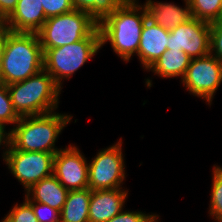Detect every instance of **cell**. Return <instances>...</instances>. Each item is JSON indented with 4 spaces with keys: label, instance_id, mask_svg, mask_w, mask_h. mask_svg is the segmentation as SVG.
<instances>
[{
    "label": "cell",
    "instance_id": "4fadbf2b",
    "mask_svg": "<svg viewBox=\"0 0 222 222\" xmlns=\"http://www.w3.org/2000/svg\"><path fill=\"white\" fill-rule=\"evenodd\" d=\"M46 20L41 0H18L7 27L15 33H38Z\"/></svg>",
    "mask_w": 222,
    "mask_h": 222
},
{
    "label": "cell",
    "instance_id": "d4e9b609",
    "mask_svg": "<svg viewBox=\"0 0 222 222\" xmlns=\"http://www.w3.org/2000/svg\"><path fill=\"white\" fill-rule=\"evenodd\" d=\"M34 211L38 222H60L61 213L59 210L44 203L28 202Z\"/></svg>",
    "mask_w": 222,
    "mask_h": 222
},
{
    "label": "cell",
    "instance_id": "6da1fadb",
    "mask_svg": "<svg viewBox=\"0 0 222 222\" xmlns=\"http://www.w3.org/2000/svg\"><path fill=\"white\" fill-rule=\"evenodd\" d=\"M147 18L148 12L144 4L139 5L136 0H125L98 25L101 46L109 41L113 51L126 62L134 53L138 56L141 33Z\"/></svg>",
    "mask_w": 222,
    "mask_h": 222
},
{
    "label": "cell",
    "instance_id": "f546056e",
    "mask_svg": "<svg viewBox=\"0 0 222 222\" xmlns=\"http://www.w3.org/2000/svg\"><path fill=\"white\" fill-rule=\"evenodd\" d=\"M9 32H10L9 29L0 31V68H1V60H2L4 44H5L6 36Z\"/></svg>",
    "mask_w": 222,
    "mask_h": 222
},
{
    "label": "cell",
    "instance_id": "5bb4252c",
    "mask_svg": "<svg viewBox=\"0 0 222 222\" xmlns=\"http://www.w3.org/2000/svg\"><path fill=\"white\" fill-rule=\"evenodd\" d=\"M128 190L122 188L91 192L89 222H107L124 208Z\"/></svg>",
    "mask_w": 222,
    "mask_h": 222
},
{
    "label": "cell",
    "instance_id": "30bf717a",
    "mask_svg": "<svg viewBox=\"0 0 222 222\" xmlns=\"http://www.w3.org/2000/svg\"><path fill=\"white\" fill-rule=\"evenodd\" d=\"M211 24L196 18L169 31L167 50L184 51L191 59L210 54Z\"/></svg>",
    "mask_w": 222,
    "mask_h": 222
},
{
    "label": "cell",
    "instance_id": "2e32d148",
    "mask_svg": "<svg viewBox=\"0 0 222 222\" xmlns=\"http://www.w3.org/2000/svg\"><path fill=\"white\" fill-rule=\"evenodd\" d=\"M26 192L27 202L44 203L61 212L69 191L51 175L32 185Z\"/></svg>",
    "mask_w": 222,
    "mask_h": 222
},
{
    "label": "cell",
    "instance_id": "4316f807",
    "mask_svg": "<svg viewBox=\"0 0 222 222\" xmlns=\"http://www.w3.org/2000/svg\"><path fill=\"white\" fill-rule=\"evenodd\" d=\"M210 54L222 62V20L211 24Z\"/></svg>",
    "mask_w": 222,
    "mask_h": 222
},
{
    "label": "cell",
    "instance_id": "5b68a950",
    "mask_svg": "<svg viewBox=\"0 0 222 222\" xmlns=\"http://www.w3.org/2000/svg\"><path fill=\"white\" fill-rule=\"evenodd\" d=\"M101 35L97 27L88 37L52 49H43V69L47 71L62 88L63 79H70L84 63L91 59L101 48Z\"/></svg>",
    "mask_w": 222,
    "mask_h": 222
},
{
    "label": "cell",
    "instance_id": "277c9868",
    "mask_svg": "<svg viewBox=\"0 0 222 222\" xmlns=\"http://www.w3.org/2000/svg\"><path fill=\"white\" fill-rule=\"evenodd\" d=\"M7 87L13 108L19 117L51 113L58 107L61 88L44 69Z\"/></svg>",
    "mask_w": 222,
    "mask_h": 222
},
{
    "label": "cell",
    "instance_id": "52a82bcc",
    "mask_svg": "<svg viewBox=\"0 0 222 222\" xmlns=\"http://www.w3.org/2000/svg\"><path fill=\"white\" fill-rule=\"evenodd\" d=\"M5 150L3 159L6 165L26 191L43 178L53 175L56 153L21 151L12 146Z\"/></svg>",
    "mask_w": 222,
    "mask_h": 222
},
{
    "label": "cell",
    "instance_id": "44dd1931",
    "mask_svg": "<svg viewBox=\"0 0 222 222\" xmlns=\"http://www.w3.org/2000/svg\"><path fill=\"white\" fill-rule=\"evenodd\" d=\"M209 214L222 222V167L214 166Z\"/></svg>",
    "mask_w": 222,
    "mask_h": 222
},
{
    "label": "cell",
    "instance_id": "8992f818",
    "mask_svg": "<svg viewBox=\"0 0 222 222\" xmlns=\"http://www.w3.org/2000/svg\"><path fill=\"white\" fill-rule=\"evenodd\" d=\"M97 27L98 24L86 12L73 10L47 18L37 34L42 49H52L78 42Z\"/></svg>",
    "mask_w": 222,
    "mask_h": 222
},
{
    "label": "cell",
    "instance_id": "8fae6325",
    "mask_svg": "<svg viewBox=\"0 0 222 222\" xmlns=\"http://www.w3.org/2000/svg\"><path fill=\"white\" fill-rule=\"evenodd\" d=\"M53 175L68 191L89 188L88 163L79 149L73 145L61 148L55 154Z\"/></svg>",
    "mask_w": 222,
    "mask_h": 222
},
{
    "label": "cell",
    "instance_id": "7c38bea8",
    "mask_svg": "<svg viewBox=\"0 0 222 222\" xmlns=\"http://www.w3.org/2000/svg\"><path fill=\"white\" fill-rule=\"evenodd\" d=\"M168 40L169 31L167 29L149 18L145 20L138 46V57L146 70L167 50Z\"/></svg>",
    "mask_w": 222,
    "mask_h": 222
},
{
    "label": "cell",
    "instance_id": "f1b7e54d",
    "mask_svg": "<svg viewBox=\"0 0 222 222\" xmlns=\"http://www.w3.org/2000/svg\"><path fill=\"white\" fill-rule=\"evenodd\" d=\"M7 147L11 146V131L5 132V125L0 123V145ZM1 147V146H0Z\"/></svg>",
    "mask_w": 222,
    "mask_h": 222
},
{
    "label": "cell",
    "instance_id": "603a6c76",
    "mask_svg": "<svg viewBox=\"0 0 222 222\" xmlns=\"http://www.w3.org/2000/svg\"><path fill=\"white\" fill-rule=\"evenodd\" d=\"M2 220L3 222H38L32 206L25 200L23 204H16Z\"/></svg>",
    "mask_w": 222,
    "mask_h": 222
},
{
    "label": "cell",
    "instance_id": "d6986e66",
    "mask_svg": "<svg viewBox=\"0 0 222 222\" xmlns=\"http://www.w3.org/2000/svg\"><path fill=\"white\" fill-rule=\"evenodd\" d=\"M125 0H71L74 10L86 12L98 25Z\"/></svg>",
    "mask_w": 222,
    "mask_h": 222
},
{
    "label": "cell",
    "instance_id": "4dcf8cb0",
    "mask_svg": "<svg viewBox=\"0 0 222 222\" xmlns=\"http://www.w3.org/2000/svg\"><path fill=\"white\" fill-rule=\"evenodd\" d=\"M8 29L7 27V19L0 11V31Z\"/></svg>",
    "mask_w": 222,
    "mask_h": 222
},
{
    "label": "cell",
    "instance_id": "7402d4cb",
    "mask_svg": "<svg viewBox=\"0 0 222 222\" xmlns=\"http://www.w3.org/2000/svg\"><path fill=\"white\" fill-rule=\"evenodd\" d=\"M20 117L15 112L11 96L6 84L0 81V123L16 124Z\"/></svg>",
    "mask_w": 222,
    "mask_h": 222
},
{
    "label": "cell",
    "instance_id": "ffe728a7",
    "mask_svg": "<svg viewBox=\"0 0 222 222\" xmlns=\"http://www.w3.org/2000/svg\"><path fill=\"white\" fill-rule=\"evenodd\" d=\"M192 18L207 23L222 20V0H188Z\"/></svg>",
    "mask_w": 222,
    "mask_h": 222
},
{
    "label": "cell",
    "instance_id": "ac0fdd59",
    "mask_svg": "<svg viewBox=\"0 0 222 222\" xmlns=\"http://www.w3.org/2000/svg\"><path fill=\"white\" fill-rule=\"evenodd\" d=\"M191 58L179 50H166L160 58L148 69L162 78H184Z\"/></svg>",
    "mask_w": 222,
    "mask_h": 222
},
{
    "label": "cell",
    "instance_id": "9a60e30c",
    "mask_svg": "<svg viewBox=\"0 0 222 222\" xmlns=\"http://www.w3.org/2000/svg\"><path fill=\"white\" fill-rule=\"evenodd\" d=\"M186 7L180 8L174 3H162L147 0L144 5L148 12V18L168 31L178 25L188 22L192 18L189 1L184 0Z\"/></svg>",
    "mask_w": 222,
    "mask_h": 222
},
{
    "label": "cell",
    "instance_id": "7a4b0ae2",
    "mask_svg": "<svg viewBox=\"0 0 222 222\" xmlns=\"http://www.w3.org/2000/svg\"><path fill=\"white\" fill-rule=\"evenodd\" d=\"M44 52L37 33L9 32L6 36L0 81L9 85L43 70Z\"/></svg>",
    "mask_w": 222,
    "mask_h": 222
},
{
    "label": "cell",
    "instance_id": "ba28073f",
    "mask_svg": "<svg viewBox=\"0 0 222 222\" xmlns=\"http://www.w3.org/2000/svg\"><path fill=\"white\" fill-rule=\"evenodd\" d=\"M122 140L107 149L101 150L88 163V185L92 191L122 188L125 179V164L122 153Z\"/></svg>",
    "mask_w": 222,
    "mask_h": 222
},
{
    "label": "cell",
    "instance_id": "3957f363",
    "mask_svg": "<svg viewBox=\"0 0 222 222\" xmlns=\"http://www.w3.org/2000/svg\"><path fill=\"white\" fill-rule=\"evenodd\" d=\"M72 116L55 112L20 117L11 130V146L15 150L28 152L57 153L55 142Z\"/></svg>",
    "mask_w": 222,
    "mask_h": 222
},
{
    "label": "cell",
    "instance_id": "83f0119b",
    "mask_svg": "<svg viewBox=\"0 0 222 222\" xmlns=\"http://www.w3.org/2000/svg\"><path fill=\"white\" fill-rule=\"evenodd\" d=\"M18 0H0V11L7 19L16 8Z\"/></svg>",
    "mask_w": 222,
    "mask_h": 222
},
{
    "label": "cell",
    "instance_id": "cb8c5ba5",
    "mask_svg": "<svg viewBox=\"0 0 222 222\" xmlns=\"http://www.w3.org/2000/svg\"><path fill=\"white\" fill-rule=\"evenodd\" d=\"M46 18L69 13L74 10L71 0H41Z\"/></svg>",
    "mask_w": 222,
    "mask_h": 222
},
{
    "label": "cell",
    "instance_id": "9c48e42d",
    "mask_svg": "<svg viewBox=\"0 0 222 222\" xmlns=\"http://www.w3.org/2000/svg\"><path fill=\"white\" fill-rule=\"evenodd\" d=\"M181 81L194 96L203 98L210 104L222 82V62L211 54L193 58Z\"/></svg>",
    "mask_w": 222,
    "mask_h": 222
},
{
    "label": "cell",
    "instance_id": "e0dca14e",
    "mask_svg": "<svg viewBox=\"0 0 222 222\" xmlns=\"http://www.w3.org/2000/svg\"><path fill=\"white\" fill-rule=\"evenodd\" d=\"M91 192L89 188L69 191L60 212V222H89Z\"/></svg>",
    "mask_w": 222,
    "mask_h": 222
},
{
    "label": "cell",
    "instance_id": "484cf974",
    "mask_svg": "<svg viewBox=\"0 0 222 222\" xmlns=\"http://www.w3.org/2000/svg\"><path fill=\"white\" fill-rule=\"evenodd\" d=\"M159 215H148L140 211H124L123 210L107 222H158Z\"/></svg>",
    "mask_w": 222,
    "mask_h": 222
}]
</instances>
